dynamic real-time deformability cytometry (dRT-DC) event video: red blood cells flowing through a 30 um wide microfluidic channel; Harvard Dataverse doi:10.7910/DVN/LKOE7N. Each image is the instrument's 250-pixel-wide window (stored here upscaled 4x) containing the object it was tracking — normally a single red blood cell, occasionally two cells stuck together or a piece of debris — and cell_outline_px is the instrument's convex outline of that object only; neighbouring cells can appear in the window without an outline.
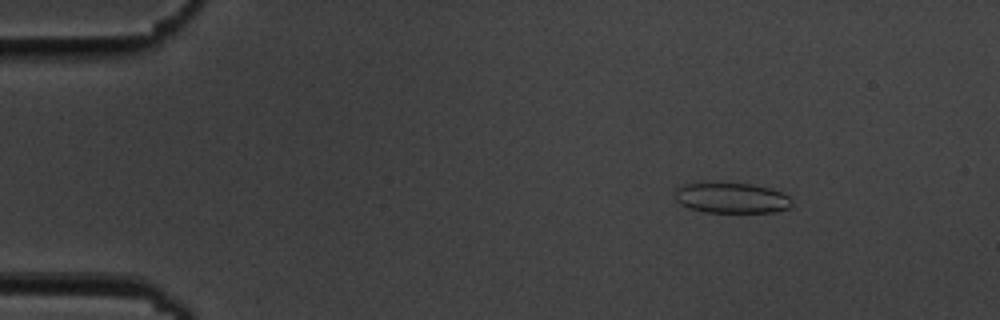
{"species": "common noctule bat (a hibernating species)", "species_latin": "Nyctalus noctula", "temperature_condition": "cold", "stored_images_in_passage": 55, "camera_frame_rate_fps": 3000, "um_per_image_px": 0.085, "animal": {"sex": "male", "body_mass_g": 19.5, "forearm_length_mm": 54.6}, "frame": {"image": 1, "passage_image": 8, "time_ms": 2.333, "image_size_px": [1000, 320], "cell_outline_px": [[792, 204], [788, 208], [772, 212], [704, 212], [688, 208], [680, 204], [676, 200], [676, 188], [684, 184], [752, 184], [768, 188], [780, 192], [788, 196], [792, 200]], "centroid_in_image_um": [62.18, 16.85], "position_along_channel_um": 22.8, "area_um2": 20.35}}
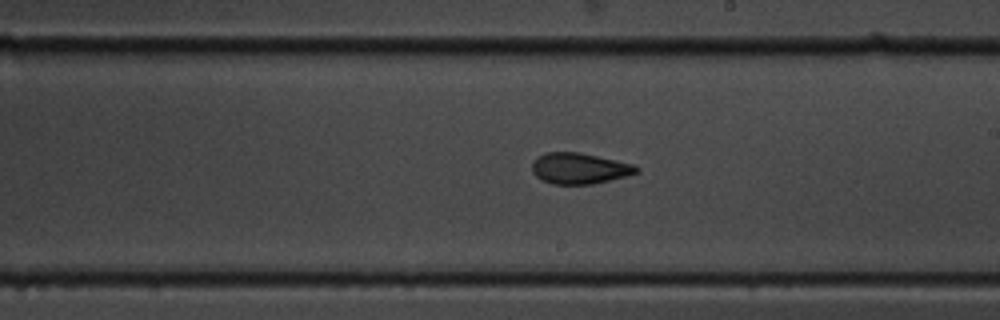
{"frame": {"image": 2, "passage_image": 32, "time_ms": 10.333, "image_size_px": [1000, 320], "cell_outline_px": [[640, 172], [592, 184], [552, 184], [540, 180], [532, 172], [532, 160], [536, 156], [544, 152], [580, 152], [636, 164], [640, 168]], "centroid_in_image_um": [49.23, 14.3], "position_along_channel_um": 239.8, "area_um2": 19.13}}
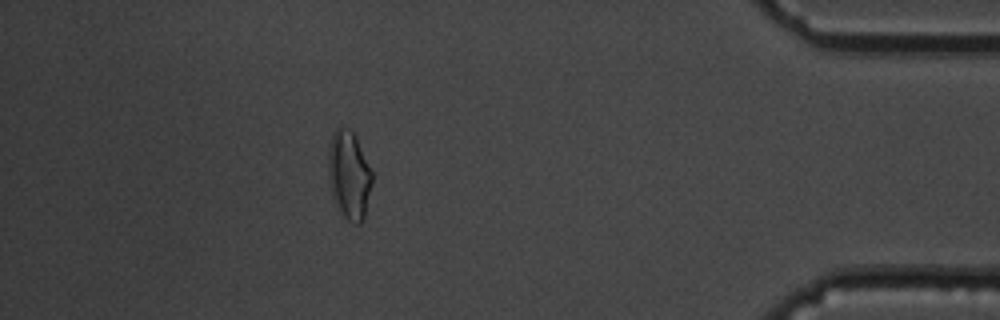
{"frame": {"image": 3, "passage_image": 49, "time_ms": 16.0, "image_size_px": [1000, 320], "cell_outline_px": [[372, 184], [364, 220], [360, 224], [356, 224], [348, 220], [344, 216], [332, 196], [328, 176], [328, 148], [332, 132], [336, 128], [348, 128], [356, 136], [372, 172]], "centroid_in_image_um": [29.67, 14.87], "position_along_channel_um": 405.5, "area_um2": 22.6}, "authors_computed_cell_mechanics": {"area_um2": 20.23, "velocity_mm_per_s": 3.6964, "shape_relaxation_time_tau1_ms": 9.3389, "shape_relaxation_time_tau2_ms": 2.126, "deformation_change_tau1": 0.181, "deformation_change_tau2": 0.0863}}